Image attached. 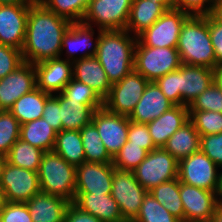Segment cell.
<instances>
[{
  "label": "cell",
  "mask_w": 222,
  "mask_h": 222,
  "mask_svg": "<svg viewBox=\"0 0 222 222\" xmlns=\"http://www.w3.org/2000/svg\"><path fill=\"white\" fill-rule=\"evenodd\" d=\"M71 24L38 0H34L30 4L26 37L21 50L23 61L35 65L45 60L62 57V38Z\"/></svg>",
  "instance_id": "obj_1"
},
{
  "label": "cell",
  "mask_w": 222,
  "mask_h": 222,
  "mask_svg": "<svg viewBox=\"0 0 222 222\" xmlns=\"http://www.w3.org/2000/svg\"><path fill=\"white\" fill-rule=\"evenodd\" d=\"M137 37L127 30L100 32L95 57L99 60L111 84L121 81L134 70V50Z\"/></svg>",
  "instance_id": "obj_2"
},
{
  "label": "cell",
  "mask_w": 222,
  "mask_h": 222,
  "mask_svg": "<svg viewBox=\"0 0 222 222\" xmlns=\"http://www.w3.org/2000/svg\"><path fill=\"white\" fill-rule=\"evenodd\" d=\"M182 64L218 67L208 28V15H190L183 23L176 46Z\"/></svg>",
  "instance_id": "obj_3"
},
{
  "label": "cell",
  "mask_w": 222,
  "mask_h": 222,
  "mask_svg": "<svg viewBox=\"0 0 222 222\" xmlns=\"http://www.w3.org/2000/svg\"><path fill=\"white\" fill-rule=\"evenodd\" d=\"M40 191L73 203L75 200L76 167L60 155L45 152L38 169Z\"/></svg>",
  "instance_id": "obj_4"
},
{
  "label": "cell",
  "mask_w": 222,
  "mask_h": 222,
  "mask_svg": "<svg viewBox=\"0 0 222 222\" xmlns=\"http://www.w3.org/2000/svg\"><path fill=\"white\" fill-rule=\"evenodd\" d=\"M181 65L176 47L144 46L137 39L134 50V70L149 82H155L169 72L178 70Z\"/></svg>",
  "instance_id": "obj_5"
},
{
  "label": "cell",
  "mask_w": 222,
  "mask_h": 222,
  "mask_svg": "<svg viewBox=\"0 0 222 222\" xmlns=\"http://www.w3.org/2000/svg\"><path fill=\"white\" fill-rule=\"evenodd\" d=\"M133 172L136 180L149 192L163 182L178 177V160L163 147H159L148 152Z\"/></svg>",
  "instance_id": "obj_6"
},
{
  "label": "cell",
  "mask_w": 222,
  "mask_h": 222,
  "mask_svg": "<svg viewBox=\"0 0 222 222\" xmlns=\"http://www.w3.org/2000/svg\"><path fill=\"white\" fill-rule=\"evenodd\" d=\"M148 191L136 180L133 171L113 169L111 196L119 205L126 222H132L139 214Z\"/></svg>",
  "instance_id": "obj_7"
},
{
  "label": "cell",
  "mask_w": 222,
  "mask_h": 222,
  "mask_svg": "<svg viewBox=\"0 0 222 222\" xmlns=\"http://www.w3.org/2000/svg\"><path fill=\"white\" fill-rule=\"evenodd\" d=\"M133 0H91L82 23L102 31L125 30Z\"/></svg>",
  "instance_id": "obj_8"
},
{
  "label": "cell",
  "mask_w": 222,
  "mask_h": 222,
  "mask_svg": "<svg viewBox=\"0 0 222 222\" xmlns=\"http://www.w3.org/2000/svg\"><path fill=\"white\" fill-rule=\"evenodd\" d=\"M149 81L135 70L112 84L103 99V107L112 113L129 116L139 102Z\"/></svg>",
  "instance_id": "obj_9"
},
{
  "label": "cell",
  "mask_w": 222,
  "mask_h": 222,
  "mask_svg": "<svg viewBox=\"0 0 222 222\" xmlns=\"http://www.w3.org/2000/svg\"><path fill=\"white\" fill-rule=\"evenodd\" d=\"M0 186L6 202L26 203L40 192L37 172L13 166L6 160L1 168Z\"/></svg>",
  "instance_id": "obj_10"
},
{
  "label": "cell",
  "mask_w": 222,
  "mask_h": 222,
  "mask_svg": "<svg viewBox=\"0 0 222 222\" xmlns=\"http://www.w3.org/2000/svg\"><path fill=\"white\" fill-rule=\"evenodd\" d=\"M220 168L198 151L178 161V179L187 185L216 192Z\"/></svg>",
  "instance_id": "obj_11"
},
{
  "label": "cell",
  "mask_w": 222,
  "mask_h": 222,
  "mask_svg": "<svg viewBox=\"0 0 222 222\" xmlns=\"http://www.w3.org/2000/svg\"><path fill=\"white\" fill-rule=\"evenodd\" d=\"M190 15L178 10H167L151 27L137 36L144 46L176 47L181 27Z\"/></svg>",
  "instance_id": "obj_12"
},
{
  "label": "cell",
  "mask_w": 222,
  "mask_h": 222,
  "mask_svg": "<svg viewBox=\"0 0 222 222\" xmlns=\"http://www.w3.org/2000/svg\"><path fill=\"white\" fill-rule=\"evenodd\" d=\"M129 117L107 111L104 107L96 110L92 123L109 155L114 158L127 141Z\"/></svg>",
  "instance_id": "obj_13"
},
{
  "label": "cell",
  "mask_w": 222,
  "mask_h": 222,
  "mask_svg": "<svg viewBox=\"0 0 222 222\" xmlns=\"http://www.w3.org/2000/svg\"><path fill=\"white\" fill-rule=\"evenodd\" d=\"M30 4H0V44L22 50Z\"/></svg>",
  "instance_id": "obj_14"
},
{
  "label": "cell",
  "mask_w": 222,
  "mask_h": 222,
  "mask_svg": "<svg viewBox=\"0 0 222 222\" xmlns=\"http://www.w3.org/2000/svg\"><path fill=\"white\" fill-rule=\"evenodd\" d=\"M184 222H209L219 207L215 192L180 182Z\"/></svg>",
  "instance_id": "obj_15"
},
{
  "label": "cell",
  "mask_w": 222,
  "mask_h": 222,
  "mask_svg": "<svg viewBox=\"0 0 222 222\" xmlns=\"http://www.w3.org/2000/svg\"><path fill=\"white\" fill-rule=\"evenodd\" d=\"M37 88L34 64L23 62L0 80V110H9L24 94Z\"/></svg>",
  "instance_id": "obj_16"
},
{
  "label": "cell",
  "mask_w": 222,
  "mask_h": 222,
  "mask_svg": "<svg viewBox=\"0 0 222 222\" xmlns=\"http://www.w3.org/2000/svg\"><path fill=\"white\" fill-rule=\"evenodd\" d=\"M97 31L98 36L94 39L95 30L93 29V26L91 27L85 25L82 22L72 23L66 33L63 35L61 54H63V50L66 49L65 51L67 55H65V59L71 62L95 56L100 39V32L102 30L97 29ZM78 51L84 52L80 53L79 55H76V53L78 54Z\"/></svg>",
  "instance_id": "obj_17"
},
{
  "label": "cell",
  "mask_w": 222,
  "mask_h": 222,
  "mask_svg": "<svg viewBox=\"0 0 222 222\" xmlns=\"http://www.w3.org/2000/svg\"><path fill=\"white\" fill-rule=\"evenodd\" d=\"M112 163L83 162L76 167L75 192L111 194Z\"/></svg>",
  "instance_id": "obj_18"
},
{
  "label": "cell",
  "mask_w": 222,
  "mask_h": 222,
  "mask_svg": "<svg viewBox=\"0 0 222 222\" xmlns=\"http://www.w3.org/2000/svg\"><path fill=\"white\" fill-rule=\"evenodd\" d=\"M37 88L51 95L61 93L73 78L72 62L64 58H52L34 65Z\"/></svg>",
  "instance_id": "obj_19"
},
{
  "label": "cell",
  "mask_w": 222,
  "mask_h": 222,
  "mask_svg": "<svg viewBox=\"0 0 222 222\" xmlns=\"http://www.w3.org/2000/svg\"><path fill=\"white\" fill-rule=\"evenodd\" d=\"M215 81V70L196 65L182 64L180 67V105L192 102Z\"/></svg>",
  "instance_id": "obj_20"
},
{
  "label": "cell",
  "mask_w": 222,
  "mask_h": 222,
  "mask_svg": "<svg viewBox=\"0 0 222 222\" xmlns=\"http://www.w3.org/2000/svg\"><path fill=\"white\" fill-rule=\"evenodd\" d=\"M174 104L162 93L155 82H149L134 110L128 116L130 121L147 124L160 117Z\"/></svg>",
  "instance_id": "obj_21"
},
{
  "label": "cell",
  "mask_w": 222,
  "mask_h": 222,
  "mask_svg": "<svg viewBox=\"0 0 222 222\" xmlns=\"http://www.w3.org/2000/svg\"><path fill=\"white\" fill-rule=\"evenodd\" d=\"M73 204L102 222H126L121 215L119 205L111 194L75 192Z\"/></svg>",
  "instance_id": "obj_22"
},
{
  "label": "cell",
  "mask_w": 222,
  "mask_h": 222,
  "mask_svg": "<svg viewBox=\"0 0 222 222\" xmlns=\"http://www.w3.org/2000/svg\"><path fill=\"white\" fill-rule=\"evenodd\" d=\"M189 120V108L183 105H174L160 117L147 123L154 145L163 147L169 137L179 130Z\"/></svg>",
  "instance_id": "obj_23"
},
{
  "label": "cell",
  "mask_w": 222,
  "mask_h": 222,
  "mask_svg": "<svg viewBox=\"0 0 222 222\" xmlns=\"http://www.w3.org/2000/svg\"><path fill=\"white\" fill-rule=\"evenodd\" d=\"M72 70L74 79L94 89L102 99L109 94L112 84L95 56L72 62Z\"/></svg>",
  "instance_id": "obj_24"
},
{
  "label": "cell",
  "mask_w": 222,
  "mask_h": 222,
  "mask_svg": "<svg viewBox=\"0 0 222 222\" xmlns=\"http://www.w3.org/2000/svg\"><path fill=\"white\" fill-rule=\"evenodd\" d=\"M69 204L61 197L41 191L26 202L33 222H64Z\"/></svg>",
  "instance_id": "obj_25"
},
{
  "label": "cell",
  "mask_w": 222,
  "mask_h": 222,
  "mask_svg": "<svg viewBox=\"0 0 222 222\" xmlns=\"http://www.w3.org/2000/svg\"><path fill=\"white\" fill-rule=\"evenodd\" d=\"M60 103L62 130H81L92 122L93 113L103 107H88L68 99L62 92L53 95Z\"/></svg>",
  "instance_id": "obj_26"
},
{
  "label": "cell",
  "mask_w": 222,
  "mask_h": 222,
  "mask_svg": "<svg viewBox=\"0 0 222 222\" xmlns=\"http://www.w3.org/2000/svg\"><path fill=\"white\" fill-rule=\"evenodd\" d=\"M167 10L151 0H133L125 30L138 36L151 27Z\"/></svg>",
  "instance_id": "obj_27"
},
{
  "label": "cell",
  "mask_w": 222,
  "mask_h": 222,
  "mask_svg": "<svg viewBox=\"0 0 222 222\" xmlns=\"http://www.w3.org/2000/svg\"><path fill=\"white\" fill-rule=\"evenodd\" d=\"M163 148L178 161L200 151V135L189 119L174 132Z\"/></svg>",
  "instance_id": "obj_28"
},
{
  "label": "cell",
  "mask_w": 222,
  "mask_h": 222,
  "mask_svg": "<svg viewBox=\"0 0 222 222\" xmlns=\"http://www.w3.org/2000/svg\"><path fill=\"white\" fill-rule=\"evenodd\" d=\"M50 96L51 94L35 88L33 91L21 96L9 111L20 124L42 118L45 102Z\"/></svg>",
  "instance_id": "obj_29"
},
{
  "label": "cell",
  "mask_w": 222,
  "mask_h": 222,
  "mask_svg": "<svg viewBox=\"0 0 222 222\" xmlns=\"http://www.w3.org/2000/svg\"><path fill=\"white\" fill-rule=\"evenodd\" d=\"M57 132L46 120L39 118L21 124L19 139L37 147L44 152L53 151Z\"/></svg>",
  "instance_id": "obj_30"
},
{
  "label": "cell",
  "mask_w": 222,
  "mask_h": 222,
  "mask_svg": "<svg viewBox=\"0 0 222 222\" xmlns=\"http://www.w3.org/2000/svg\"><path fill=\"white\" fill-rule=\"evenodd\" d=\"M53 152L75 167L85 162L80 131L61 130L57 132Z\"/></svg>",
  "instance_id": "obj_31"
},
{
  "label": "cell",
  "mask_w": 222,
  "mask_h": 222,
  "mask_svg": "<svg viewBox=\"0 0 222 222\" xmlns=\"http://www.w3.org/2000/svg\"><path fill=\"white\" fill-rule=\"evenodd\" d=\"M174 217L184 222V208L180 198V181L177 178L163 182L149 191Z\"/></svg>",
  "instance_id": "obj_32"
},
{
  "label": "cell",
  "mask_w": 222,
  "mask_h": 222,
  "mask_svg": "<svg viewBox=\"0 0 222 222\" xmlns=\"http://www.w3.org/2000/svg\"><path fill=\"white\" fill-rule=\"evenodd\" d=\"M44 153L43 150L18 139L5 156V160L13 166L38 172Z\"/></svg>",
  "instance_id": "obj_33"
},
{
  "label": "cell",
  "mask_w": 222,
  "mask_h": 222,
  "mask_svg": "<svg viewBox=\"0 0 222 222\" xmlns=\"http://www.w3.org/2000/svg\"><path fill=\"white\" fill-rule=\"evenodd\" d=\"M81 140L85 153V162L93 163H112L113 158L106 150L99 132L95 125L91 122L80 130Z\"/></svg>",
  "instance_id": "obj_34"
},
{
  "label": "cell",
  "mask_w": 222,
  "mask_h": 222,
  "mask_svg": "<svg viewBox=\"0 0 222 222\" xmlns=\"http://www.w3.org/2000/svg\"><path fill=\"white\" fill-rule=\"evenodd\" d=\"M56 15L71 23L82 22L91 0H38Z\"/></svg>",
  "instance_id": "obj_35"
},
{
  "label": "cell",
  "mask_w": 222,
  "mask_h": 222,
  "mask_svg": "<svg viewBox=\"0 0 222 222\" xmlns=\"http://www.w3.org/2000/svg\"><path fill=\"white\" fill-rule=\"evenodd\" d=\"M20 122L9 110H0V155L6 156L19 139Z\"/></svg>",
  "instance_id": "obj_36"
},
{
  "label": "cell",
  "mask_w": 222,
  "mask_h": 222,
  "mask_svg": "<svg viewBox=\"0 0 222 222\" xmlns=\"http://www.w3.org/2000/svg\"><path fill=\"white\" fill-rule=\"evenodd\" d=\"M132 222H181L167 211L150 192L145 196L139 214Z\"/></svg>",
  "instance_id": "obj_37"
},
{
  "label": "cell",
  "mask_w": 222,
  "mask_h": 222,
  "mask_svg": "<svg viewBox=\"0 0 222 222\" xmlns=\"http://www.w3.org/2000/svg\"><path fill=\"white\" fill-rule=\"evenodd\" d=\"M62 93L68 98L85 104L88 107H103V99L88 85L72 78Z\"/></svg>",
  "instance_id": "obj_38"
},
{
  "label": "cell",
  "mask_w": 222,
  "mask_h": 222,
  "mask_svg": "<svg viewBox=\"0 0 222 222\" xmlns=\"http://www.w3.org/2000/svg\"><path fill=\"white\" fill-rule=\"evenodd\" d=\"M189 119L193 122L200 136L222 132V113L216 111H189Z\"/></svg>",
  "instance_id": "obj_39"
},
{
  "label": "cell",
  "mask_w": 222,
  "mask_h": 222,
  "mask_svg": "<svg viewBox=\"0 0 222 222\" xmlns=\"http://www.w3.org/2000/svg\"><path fill=\"white\" fill-rule=\"evenodd\" d=\"M148 152L131 144L128 140L113 158V166L119 170L133 171L147 156Z\"/></svg>",
  "instance_id": "obj_40"
},
{
  "label": "cell",
  "mask_w": 222,
  "mask_h": 222,
  "mask_svg": "<svg viewBox=\"0 0 222 222\" xmlns=\"http://www.w3.org/2000/svg\"><path fill=\"white\" fill-rule=\"evenodd\" d=\"M189 111L222 113V88L214 81L188 107Z\"/></svg>",
  "instance_id": "obj_41"
},
{
  "label": "cell",
  "mask_w": 222,
  "mask_h": 222,
  "mask_svg": "<svg viewBox=\"0 0 222 222\" xmlns=\"http://www.w3.org/2000/svg\"><path fill=\"white\" fill-rule=\"evenodd\" d=\"M155 83L174 105H180V68L160 77Z\"/></svg>",
  "instance_id": "obj_42"
},
{
  "label": "cell",
  "mask_w": 222,
  "mask_h": 222,
  "mask_svg": "<svg viewBox=\"0 0 222 222\" xmlns=\"http://www.w3.org/2000/svg\"><path fill=\"white\" fill-rule=\"evenodd\" d=\"M127 140L131 144L139 145L147 152L153 151L157 147L154 145L147 124L129 122Z\"/></svg>",
  "instance_id": "obj_43"
},
{
  "label": "cell",
  "mask_w": 222,
  "mask_h": 222,
  "mask_svg": "<svg viewBox=\"0 0 222 222\" xmlns=\"http://www.w3.org/2000/svg\"><path fill=\"white\" fill-rule=\"evenodd\" d=\"M23 62L21 50L0 44V80Z\"/></svg>",
  "instance_id": "obj_44"
},
{
  "label": "cell",
  "mask_w": 222,
  "mask_h": 222,
  "mask_svg": "<svg viewBox=\"0 0 222 222\" xmlns=\"http://www.w3.org/2000/svg\"><path fill=\"white\" fill-rule=\"evenodd\" d=\"M200 151L222 168V132L200 136Z\"/></svg>",
  "instance_id": "obj_45"
},
{
  "label": "cell",
  "mask_w": 222,
  "mask_h": 222,
  "mask_svg": "<svg viewBox=\"0 0 222 222\" xmlns=\"http://www.w3.org/2000/svg\"><path fill=\"white\" fill-rule=\"evenodd\" d=\"M2 222H33L26 203L6 202L0 211Z\"/></svg>",
  "instance_id": "obj_46"
},
{
  "label": "cell",
  "mask_w": 222,
  "mask_h": 222,
  "mask_svg": "<svg viewBox=\"0 0 222 222\" xmlns=\"http://www.w3.org/2000/svg\"><path fill=\"white\" fill-rule=\"evenodd\" d=\"M174 8L189 15H211L213 3L210 0H174Z\"/></svg>",
  "instance_id": "obj_47"
},
{
  "label": "cell",
  "mask_w": 222,
  "mask_h": 222,
  "mask_svg": "<svg viewBox=\"0 0 222 222\" xmlns=\"http://www.w3.org/2000/svg\"><path fill=\"white\" fill-rule=\"evenodd\" d=\"M42 118L46 120L56 132L62 130L60 103L53 95H51L45 102Z\"/></svg>",
  "instance_id": "obj_48"
},
{
  "label": "cell",
  "mask_w": 222,
  "mask_h": 222,
  "mask_svg": "<svg viewBox=\"0 0 222 222\" xmlns=\"http://www.w3.org/2000/svg\"><path fill=\"white\" fill-rule=\"evenodd\" d=\"M208 28L218 66L222 65V24L208 15Z\"/></svg>",
  "instance_id": "obj_49"
},
{
  "label": "cell",
  "mask_w": 222,
  "mask_h": 222,
  "mask_svg": "<svg viewBox=\"0 0 222 222\" xmlns=\"http://www.w3.org/2000/svg\"><path fill=\"white\" fill-rule=\"evenodd\" d=\"M64 222H102L100 219L91 215L90 213L84 212L70 203L66 209Z\"/></svg>",
  "instance_id": "obj_50"
},
{
  "label": "cell",
  "mask_w": 222,
  "mask_h": 222,
  "mask_svg": "<svg viewBox=\"0 0 222 222\" xmlns=\"http://www.w3.org/2000/svg\"><path fill=\"white\" fill-rule=\"evenodd\" d=\"M211 16L220 24H222V1L213 3Z\"/></svg>",
  "instance_id": "obj_51"
},
{
  "label": "cell",
  "mask_w": 222,
  "mask_h": 222,
  "mask_svg": "<svg viewBox=\"0 0 222 222\" xmlns=\"http://www.w3.org/2000/svg\"><path fill=\"white\" fill-rule=\"evenodd\" d=\"M216 200L219 206H222V171L218 175V185L215 192Z\"/></svg>",
  "instance_id": "obj_52"
},
{
  "label": "cell",
  "mask_w": 222,
  "mask_h": 222,
  "mask_svg": "<svg viewBox=\"0 0 222 222\" xmlns=\"http://www.w3.org/2000/svg\"><path fill=\"white\" fill-rule=\"evenodd\" d=\"M153 3H159L166 10L174 9V0H151Z\"/></svg>",
  "instance_id": "obj_53"
},
{
  "label": "cell",
  "mask_w": 222,
  "mask_h": 222,
  "mask_svg": "<svg viewBox=\"0 0 222 222\" xmlns=\"http://www.w3.org/2000/svg\"><path fill=\"white\" fill-rule=\"evenodd\" d=\"M34 0H0V4H31Z\"/></svg>",
  "instance_id": "obj_54"
},
{
  "label": "cell",
  "mask_w": 222,
  "mask_h": 222,
  "mask_svg": "<svg viewBox=\"0 0 222 222\" xmlns=\"http://www.w3.org/2000/svg\"><path fill=\"white\" fill-rule=\"evenodd\" d=\"M209 222H222V206H219Z\"/></svg>",
  "instance_id": "obj_55"
},
{
  "label": "cell",
  "mask_w": 222,
  "mask_h": 222,
  "mask_svg": "<svg viewBox=\"0 0 222 222\" xmlns=\"http://www.w3.org/2000/svg\"><path fill=\"white\" fill-rule=\"evenodd\" d=\"M215 82L222 88V65L215 69Z\"/></svg>",
  "instance_id": "obj_56"
},
{
  "label": "cell",
  "mask_w": 222,
  "mask_h": 222,
  "mask_svg": "<svg viewBox=\"0 0 222 222\" xmlns=\"http://www.w3.org/2000/svg\"><path fill=\"white\" fill-rule=\"evenodd\" d=\"M5 203H6V200H5V196H4V191L0 186V211L3 209Z\"/></svg>",
  "instance_id": "obj_57"
},
{
  "label": "cell",
  "mask_w": 222,
  "mask_h": 222,
  "mask_svg": "<svg viewBox=\"0 0 222 222\" xmlns=\"http://www.w3.org/2000/svg\"><path fill=\"white\" fill-rule=\"evenodd\" d=\"M4 161H5V157L0 155V175H1V168H2Z\"/></svg>",
  "instance_id": "obj_58"
},
{
  "label": "cell",
  "mask_w": 222,
  "mask_h": 222,
  "mask_svg": "<svg viewBox=\"0 0 222 222\" xmlns=\"http://www.w3.org/2000/svg\"><path fill=\"white\" fill-rule=\"evenodd\" d=\"M212 3H215V2H219V1H222V0H210Z\"/></svg>",
  "instance_id": "obj_59"
}]
</instances>
